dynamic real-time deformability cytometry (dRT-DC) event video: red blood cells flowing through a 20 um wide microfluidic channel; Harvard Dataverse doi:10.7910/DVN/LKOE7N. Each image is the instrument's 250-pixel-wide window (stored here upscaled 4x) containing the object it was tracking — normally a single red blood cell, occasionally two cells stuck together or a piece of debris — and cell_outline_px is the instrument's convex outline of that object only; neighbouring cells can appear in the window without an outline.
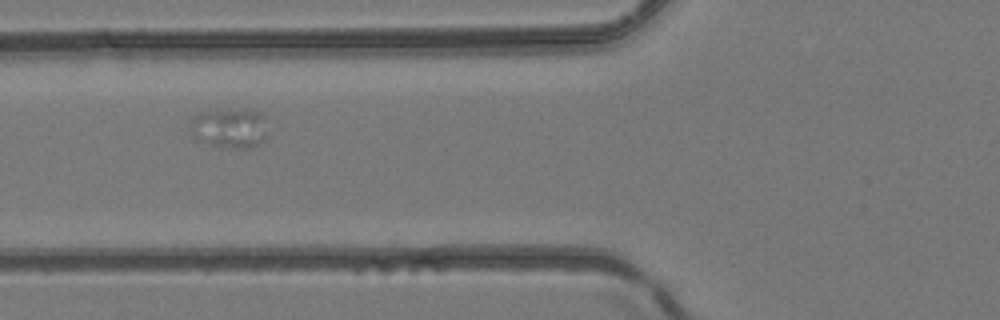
{"species": "common noctule bat (a hibernating species)", "species_latin": "Nyctalus noctula", "temperature_condition": "room temperature", "stored_images_in_passage": 4, "camera_frame_rate_fps": 3000, "um_per_image_px": 0.085, "animal": {"sex": "female", "body_mass_g": 24.6, "forearm_length_mm": 56.2}, "frame": {"image": 1, "passage_image": 3, "time_ms": 0.667, "image_size_px": [1000, 320], "cell_outline_px": [[268, 136], [260, 144], [252, 148], [232, 148], [192, 140], [188, 120], [192, 116], [208, 112], [264, 112]], "centroid_in_image_um": [19.5, 10.95], "position_along_channel_um": 106.3, "area_um2": 17.8}}
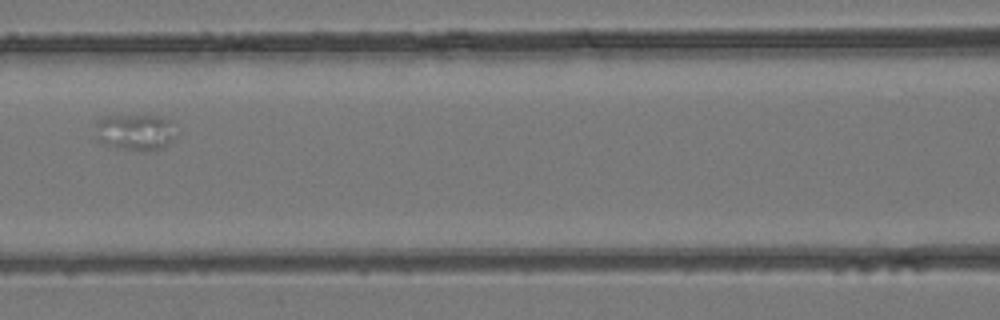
{"frame": {"image": 2, "passage_image": 4, "time_ms": 1.0, "image_size_px": [1000, 320], "cell_outline_px": [[176, 124], [172, 140], [168, 144], [160, 148], [124, 148], [96, 140], [96, 120], [104, 116], [160, 116], [172, 120]], "centroid_in_image_um": [11.51, 11.16], "position_along_channel_um": 155.1, "area_um2": 16.47}}